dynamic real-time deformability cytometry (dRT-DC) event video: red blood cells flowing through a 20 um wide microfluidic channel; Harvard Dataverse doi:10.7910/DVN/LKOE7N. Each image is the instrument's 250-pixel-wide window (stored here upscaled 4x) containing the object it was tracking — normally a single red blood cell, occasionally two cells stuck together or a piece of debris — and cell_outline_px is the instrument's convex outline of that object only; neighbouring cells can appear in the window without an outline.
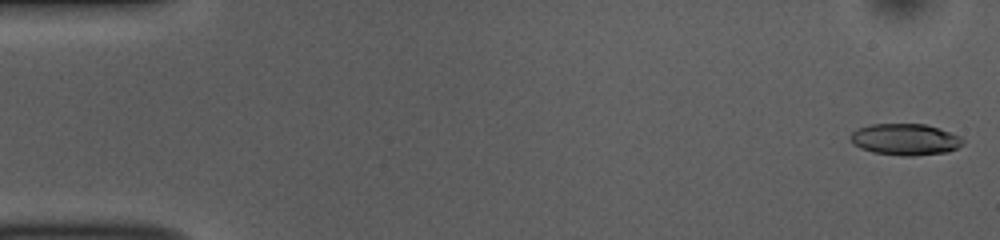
{"species": "common noctule bat (a hibernating species)", "species_latin": "Nyctalus noctula", "temperature_condition": "room temperature", "stored_images_in_passage": 53, "camera_frame_rate_fps": 3000, "um_per_image_px": 0.085, "animal": {"sex": "female", "body_mass_g": 10.0, "forearm_length_mm": 53.1}, "frame": {"image": 1, "passage_image": 1, "time_ms": 0.0, "image_size_px": [1000, 240], "cell_outline_px": [[964, 144], [948, 152], [912, 156], [900, 156], [872, 152], [860, 148], [852, 144], [848, 136], [852, 132], [860, 128], [872, 124], [924, 124], [960, 136], [964, 140]], "centroid_in_image_um": [76.91, 11.87], "position_along_channel_um": 8.1, "area_um2": 20.63}}
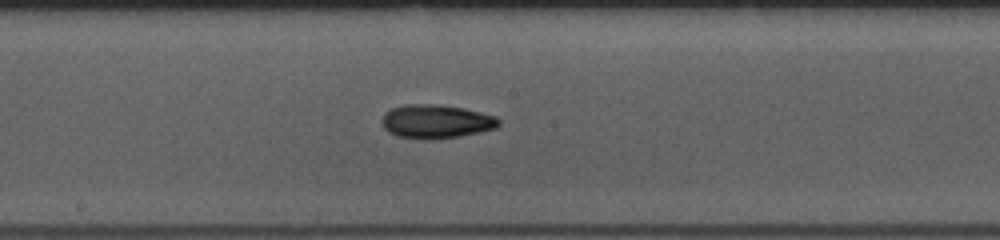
{"frame": {"image": 2, "passage_image": 28, "time_ms": 9.0, "image_size_px": [1000, 240], "cell_outline_px": [[500, 124], [496, 128], [480, 132], [456, 136], [428, 140], [424, 140], [396, 136], [388, 132], [384, 128], [384, 112], [392, 108], [404, 104], [432, 104], [464, 108], [496, 116], [500, 120]], "centroid_in_image_um": [37.07, 10.33], "position_along_channel_um": 211.1, "area_um2": 22.89}}
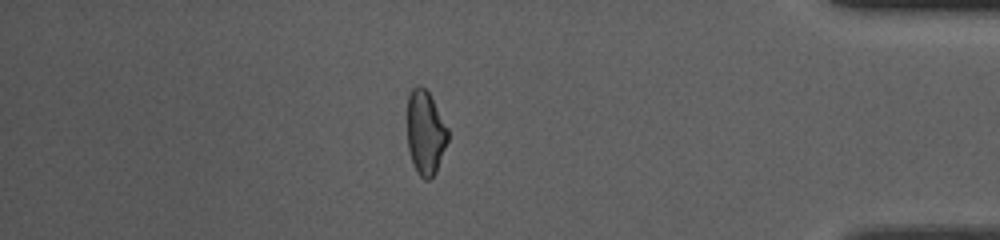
{"frame": {"image": 3, "passage_image": 46, "time_ms": 15.0, "image_size_px": [1000, 240], "cell_outline_px": [[448, 140], [436, 172], [428, 180], [424, 180], [416, 172], [408, 148], [408, 92], [416, 84], [420, 84], [428, 92], [448, 128]], "centroid_in_image_um": [36.15, 11.26], "position_along_channel_um": 399.0, "area_um2": 19.83}, "authors_computed_cell_mechanics": {"area_um2": 21.2126, "velocity_mm_per_s": 3.7408, "shape_relaxation_time_tau1_ms": 6.3121, "shape_relaxation_time_tau2_ms": 3.9018, "deformation_change_tau1": 0.1735, "deformation_change_tau2": 0.1013}}